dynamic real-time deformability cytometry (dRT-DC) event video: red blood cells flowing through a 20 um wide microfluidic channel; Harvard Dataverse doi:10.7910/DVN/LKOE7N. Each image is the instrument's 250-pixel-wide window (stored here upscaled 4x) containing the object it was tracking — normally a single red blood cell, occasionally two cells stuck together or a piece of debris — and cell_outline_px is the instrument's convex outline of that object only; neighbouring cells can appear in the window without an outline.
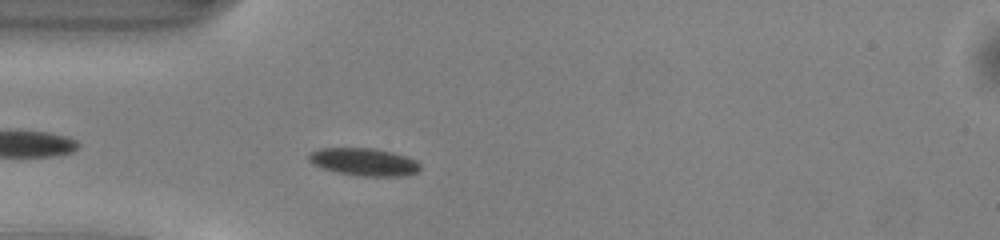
{"species": "common noctule bat (a hibernating species)", "species_latin": "Nyctalus noctula", "temperature_condition": "warm", "stored_images_in_passage": 36, "camera_frame_rate_fps": 3000, "um_per_image_px": 0.085, "animal": {"sex": "male", "body_mass_g": 13.0, "forearm_length_mm": 53.1}, "frame": {"image": 1, "passage_image": 4, "time_ms": 1.0, "image_size_px": [1000, 240], "cell_outline_px": [[420, 168], [416, 172], [404, 176], [364, 176], [336, 172], [320, 168], [312, 164], [308, 160], [308, 152], [320, 148], [376, 148], [408, 156], [416, 160], [420, 164]], "centroid_in_image_um": [30.91, 13.75], "position_along_channel_um": 54.1, "area_um2": 18.15}}
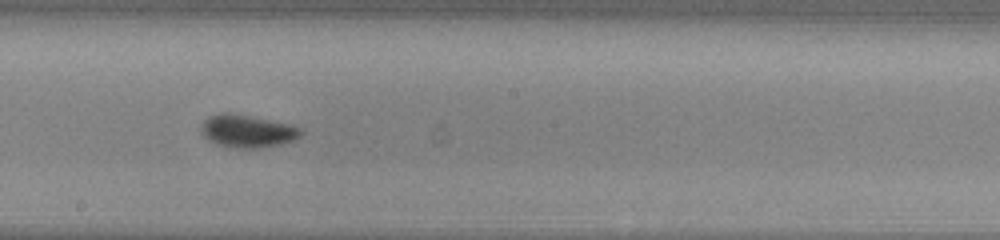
{"frame": {"image": 2, "passage_image": 17, "time_ms": 5.333, "image_size_px": [1000, 240], "cell_outline_px": [[304, 132], [296, 140], [280, 144], [260, 148], [228, 148], [216, 144], [208, 140], [200, 132], [200, 128], [204, 120], [208, 116], [220, 112], [228, 112], [288, 124], [300, 128]], "centroid_in_image_um": [20.98, 11.16], "position_along_channel_um": 227.2, "area_um2": 19.13}}
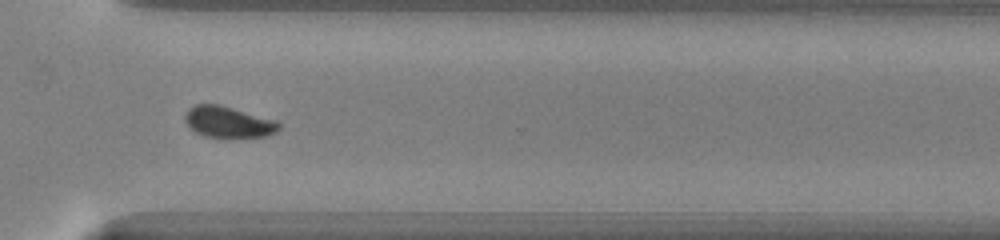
{"frame": {"image": 3, "passage_image": 26, "time_ms": 8.333, "image_size_px": [1000, 240], "cell_outline_px": [[280, 128], [276, 132], [268, 136], [228, 140], [204, 136], [188, 128], [184, 120], [184, 116], [188, 108], [196, 104], [220, 104], [276, 120], [280, 124]], "centroid_in_image_um": [19.4, 10.41], "position_along_channel_um": 351.2, "area_um2": 17.92}, "authors_computed_cell_mechanics": {"area_um2": 18.0047, "velocity_mm_per_s": 4.1282, "shape_relaxation_time_tau1_ms": 2.2826, "shape_relaxation_time_tau2_ms": null, "deformation_change_tau1": 0.0861, "deformation_change_tau2": null}}